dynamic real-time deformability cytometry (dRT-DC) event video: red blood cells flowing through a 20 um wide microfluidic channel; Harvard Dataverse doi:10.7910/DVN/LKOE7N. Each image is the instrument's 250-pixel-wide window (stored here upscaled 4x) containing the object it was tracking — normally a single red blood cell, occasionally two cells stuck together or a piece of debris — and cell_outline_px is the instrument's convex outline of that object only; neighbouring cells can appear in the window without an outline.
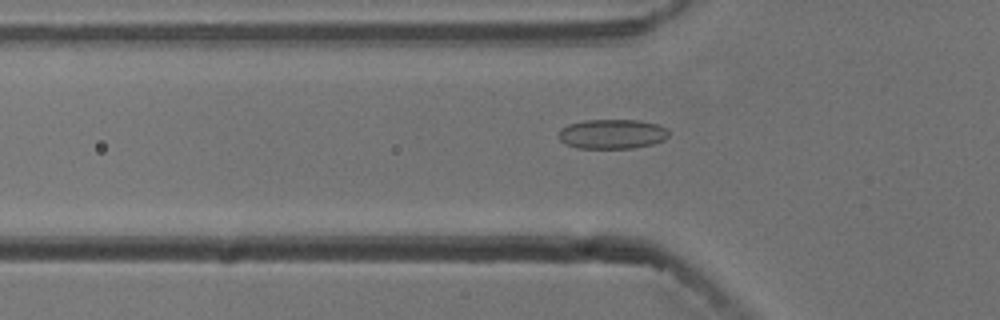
{"species": "common noctule bat (a hibernating species)", "species_latin": "Nyctalus noctula", "temperature_condition": "cold", "stored_images_in_passage": 42, "camera_frame_rate_fps": 3000, "um_per_image_px": 0.085, "animal": {"sex": "male", "body_mass_g": 13.3}, "frame": {"image": 1, "passage_image": 13, "time_ms": 4.0, "image_size_px": [1000, 320], "cell_outline_px": [[668, 136], [664, 140], [652, 144], [632, 148], [580, 148], [564, 144], [560, 140], [560, 128], [568, 124], [584, 120], [640, 120], [660, 124], [668, 128]], "centroid_in_image_um": [52.06, 11.38], "position_along_channel_um": 73.7, "area_um2": 19.13}}
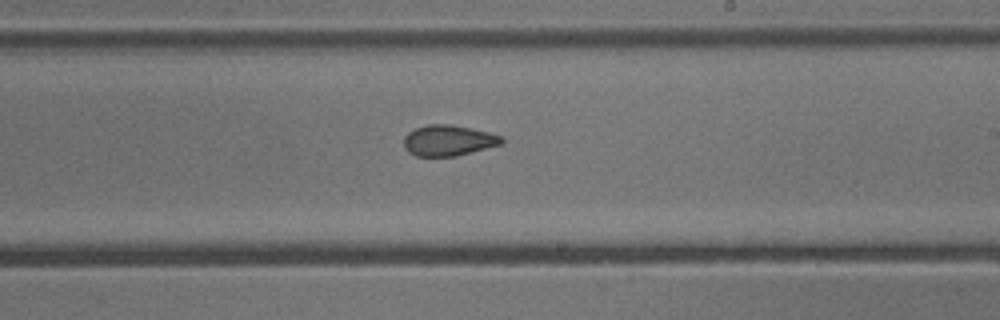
{"frame": {"image": 2, "passage_image": 27, "time_ms": 8.667, "image_size_px": [1000, 320], "cell_outline_px": [[504, 140], [500, 144], [456, 156], [416, 156], [408, 152], [404, 148], [404, 136], [408, 132], [416, 128], [428, 124], [452, 124], [472, 128], [504, 136]], "centroid_in_image_um": [38.09, 11.93], "position_along_channel_um": 250.9, "area_um2": 17.57}}
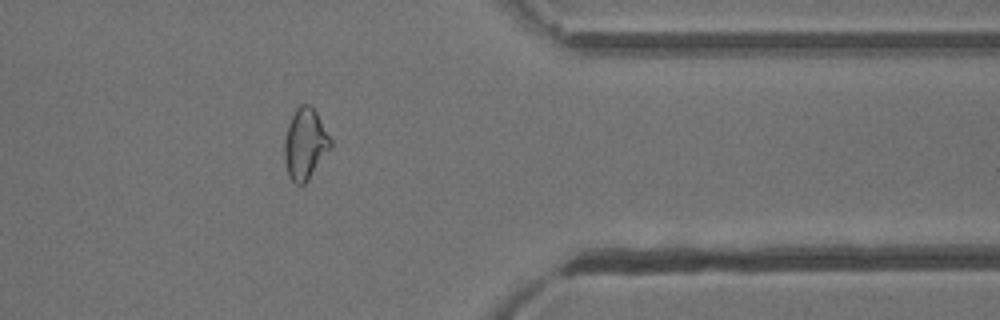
{"frame": {"image": 3, "passage_image": 39, "time_ms": 12.667, "image_size_px": [1000, 320], "cell_outline_px": [[332, 148], [308, 180], [304, 184], [296, 184], [288, 176], [284, 160], [284, 140], [288, 124], [296, 108], [300, 104], [308, 104], [316, 112], [332, 140]], "centroid_in_image_um": [25.94, 12.25], "position_along_channel_um": 385.5, "area_um2": 19.19}, "authors_computed_cell_mechanics": {"area_um2": 18.6116, "velocity_mm_per_s": 3.7685, "shape_relaxation_time_tau1_ms": null, "shape_relaxation_time_tau2_ms": 3.3671, "deformation_change_tau1": null, "deformation_change_tau2": 0.0944}}